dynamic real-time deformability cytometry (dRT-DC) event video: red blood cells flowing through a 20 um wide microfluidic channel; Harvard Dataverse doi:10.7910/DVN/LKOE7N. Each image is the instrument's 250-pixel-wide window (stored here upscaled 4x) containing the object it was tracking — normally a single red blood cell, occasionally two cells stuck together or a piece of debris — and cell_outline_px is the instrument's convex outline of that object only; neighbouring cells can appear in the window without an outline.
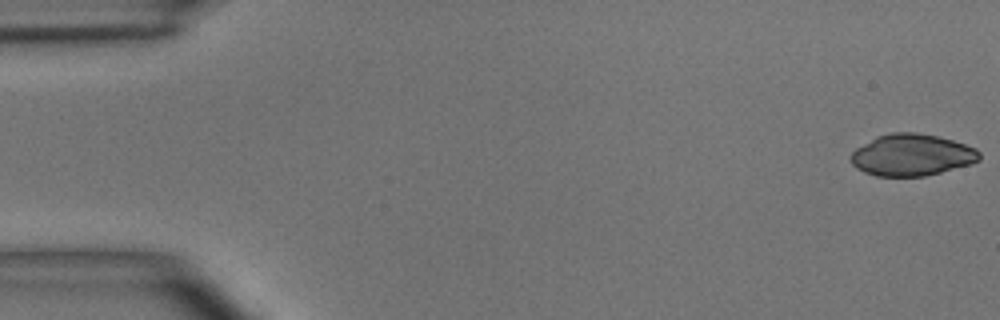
{"species": "common noctule bat (a hibernating species)", "species_latin": "Nyctalus noctula", "temperature_condition": "room temperature", "stored_images_in_passage": 5, "camera_frame_rate_fps": 3000, "um_per_image_px": 0.085, "animal": {"sex": "male", "body_mass_g": 15.6}, "frame": {"image": 1, "passage_image": 1, "time_ms": 0.0, "image_size_px": [1000, 320], "cell_outline_px": [[980, 160], [972, 164], [924, 176], [876, 176], [864, 172], [856, 168], [852, 164], [848, 156], [856, 148], [876, 136], [892, 132], [916, 132], [936, 136], [952, 140], [976, 148], [980, 152]], "centroid_in_image_um": [77.48, 13.17], "position_along_channel_um": 7.5, "area_um2": 31.39}}